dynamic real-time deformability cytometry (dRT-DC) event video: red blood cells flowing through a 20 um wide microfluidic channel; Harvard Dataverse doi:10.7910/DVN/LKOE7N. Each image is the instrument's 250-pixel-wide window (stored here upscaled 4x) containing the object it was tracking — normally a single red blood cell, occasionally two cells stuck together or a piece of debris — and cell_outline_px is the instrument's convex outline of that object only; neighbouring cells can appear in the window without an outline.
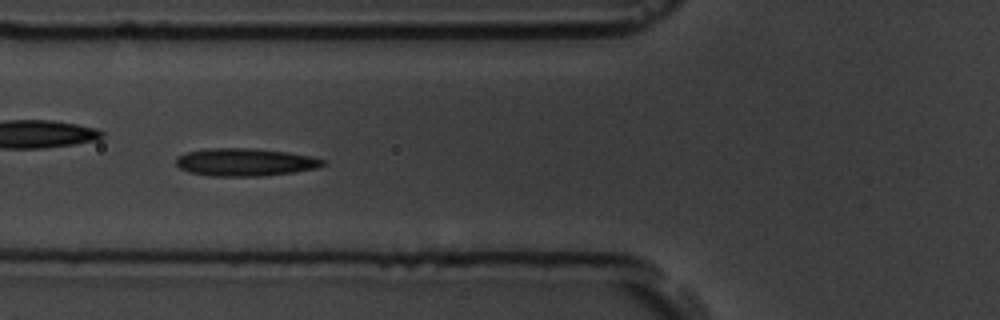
{"species": "common noctule bat (a hibernating species)", "species_latin": "Nyctalus noctula", "temperature_condition": "room temperature", "stored_images_in_passage": 4, "camera_frame_rate_fps": 3000, "um_per_image_px": 0.085, "animal": {"sex": "male", "body_mass_g": 19.5, "forearm_length_mm": 54.6}, "frame": {"image": 1, "passage_image": 3, "time_ms": 2.333, "image_size_px": [1000, 320], "cell_outline_px": [[328, 164], [316, 168], [292, 172], [260, 176], [208, 176], [188, 172], [180, 168], [176, 164], [176, 160], [180, 156], [188, 152], [208, 148], [256, 148], [288, 152], [312, 156], [328, 160]], "centroid_in_image_um": [20.89, 13.78], "position_along_channel_um": 104.9, "area_um2": 23.87}}